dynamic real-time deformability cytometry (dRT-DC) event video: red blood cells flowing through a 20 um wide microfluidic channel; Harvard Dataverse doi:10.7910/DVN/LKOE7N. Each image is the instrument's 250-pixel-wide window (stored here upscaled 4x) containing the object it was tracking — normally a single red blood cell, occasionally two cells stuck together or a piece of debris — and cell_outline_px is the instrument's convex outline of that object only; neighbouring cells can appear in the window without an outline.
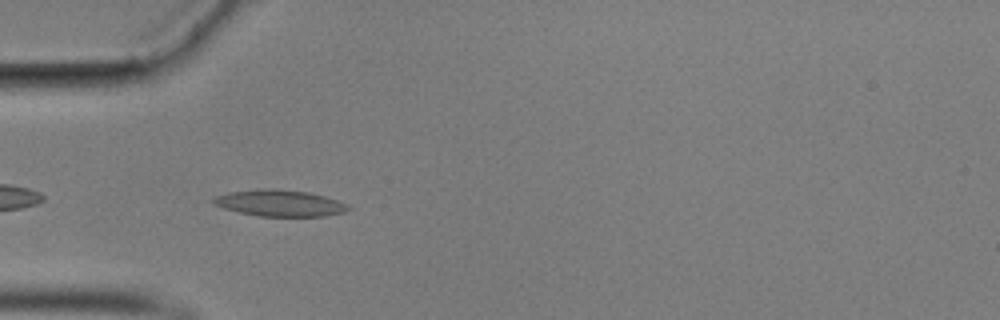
{"species": "common noctule bat (a hibernating species)", "species_latin": "Nyctalus noctula", "temperature_condition": "cold", "stored_images_in_passage": 42, "camera_frame_rate_fps": 3000, "um_per_image_px": 0.085, "animal": {"sex": "male", "body_mass_g": 17.9}, "frame": {"image": 1, "passage_image": 3, "time_ms": 0.667, "image_size_px": [1000, 320], "cell_outline_px": [[352, 208], [344, 212], [324, 216], [256, 216], [224, 208], [212, 204], [208, 200], [216, 196], [228, 192], [264, 188], [276, 188], [308, 192], [324, 196], [348, 204]], "centroid_in_image_um": [23.74, 17.26], "position_along_channel_um": 61.3, "area_um2": 20.92}}
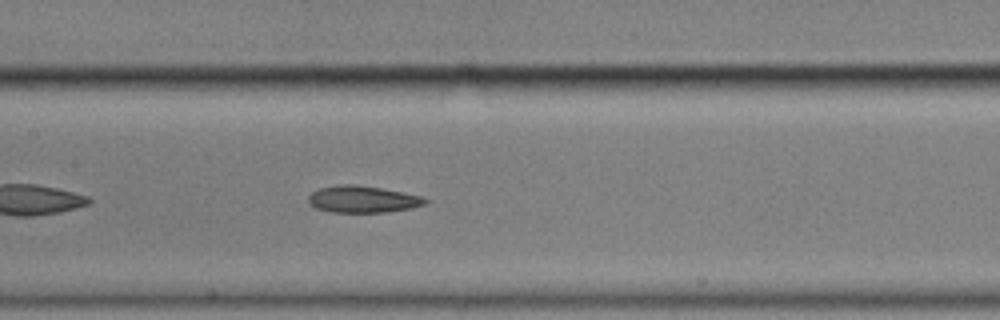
{"frame": {"image": 2, "passage_image": 13, "time_ms": 4.0, "image_size_px": [1000, 320], "cell_outline_px": [[428, 200], [424, 204], [412, 208], [388, 212], [328, 212], [316, 208], [308, 204], [308, 196], [312, 192], [320, 188], [340, 184], [356, 184], [380, 188], [420, 196]], "centroid_in_image_um": [30.77, 16.94], "position_along_channel_um": 176.6, "area_um2": 18.21}}
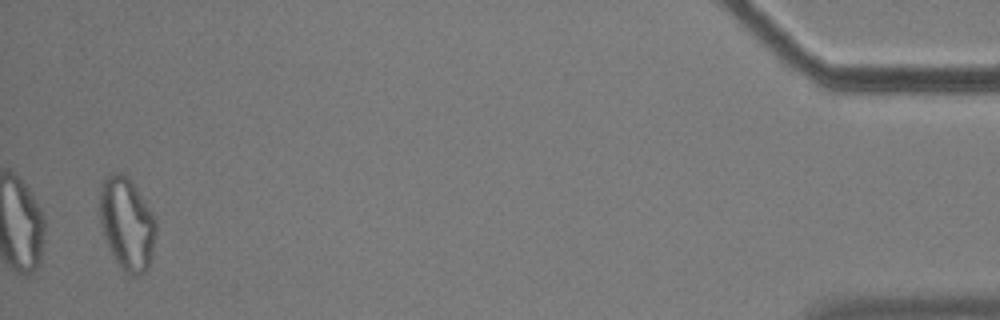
{"frame": {"image": 3, "passage_image": 41, "time_ms": 13.333, "image_size_px": [1000, 320], "cell_outline_px": [[156, 232], [152, 252], [148, 268], [144, 272], [136, 276], [128, 276], [120, 268], [112, 256], [104, 240], [100, 224], [100, 184], [104, 176], [108, 172], [120, 172], [132, 184], [152, 212], [156, 220]], "centroid_in_image_um": [10.75, 19.05], "position_along_channel_um": 424.5, "area_um2": 30.58}, "authors_computed_cell_mechanics": {"area_um2": 19.7098, "velocity_mm_per_s": 3.5222, "shape_relaxation_time_tau1_ms": null, "shape_relaxation_time_tau2_ms": 9.6203, "deformation_change_tau1": null, "deformation_change_tau2": 0.2035}}